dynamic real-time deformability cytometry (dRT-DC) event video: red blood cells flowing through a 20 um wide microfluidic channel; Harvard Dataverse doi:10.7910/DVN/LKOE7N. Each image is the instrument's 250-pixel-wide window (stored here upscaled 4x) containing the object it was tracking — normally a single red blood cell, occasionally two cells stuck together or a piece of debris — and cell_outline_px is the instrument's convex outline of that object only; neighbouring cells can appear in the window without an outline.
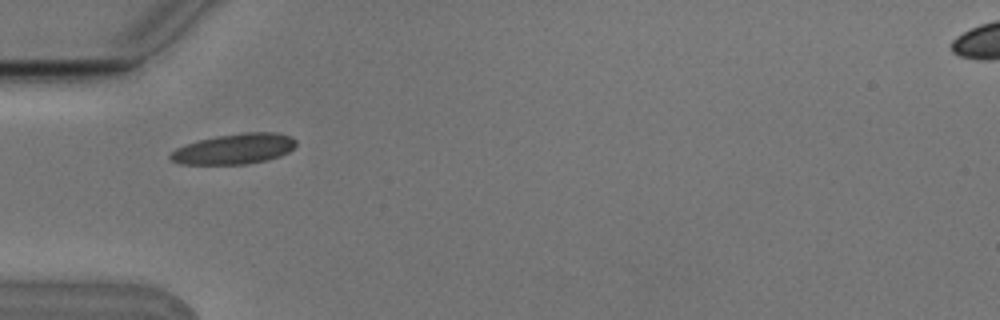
{"species": "Egyptian fruit bat (a non-hibernating species)", "species_latin": "Rousettus aegyptiacus", "temperature_condition": "cold", "stored_images_in_passage": 5, "camera_frame_rate_fps": 3000, "um_per_image_px": 0.085, "animal": {"sex": "male"}, "frame": {"image": 1, "passage_image": 1, "time_ms": 0.0, "image_size_px": [1000, 320], "cell_outline_px": [[296, 144], [288, 152], [280, 156], [268, 160], [244, 164], [180, 164], [172, 160], [168, 156], [176, 148], [184, 144], [216, 136], [244, 132], [276, 132], [292, 136], [296, 140]], "centroid_in_image_um": [19.93, 12.65], "position_along_channel_um": 65.1, "area_um2": 22.31}}
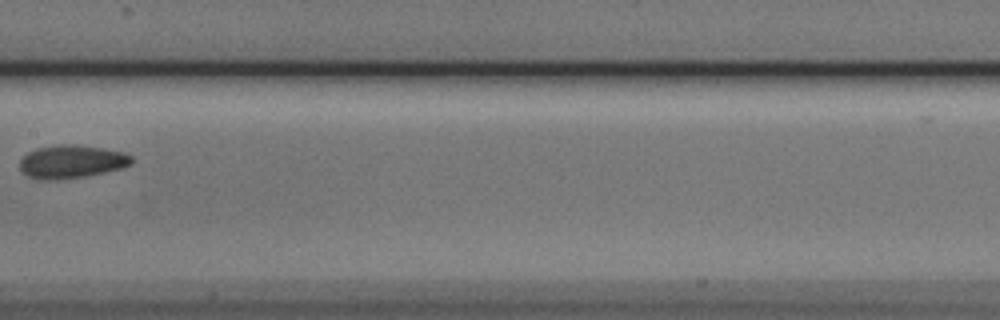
{"frame": {"image": 2, "passage_image": 4, "time_ms": 1.0, "image_size_px": [1000, 320], "cell_outline_px": [[132, 164], [124, 168], [84, 176], [56, 180], [36, 180], [28, 176], [20, 168], [20, 160], [28, 152], [36, 148], [56, 144], [72, 144], [100, 148], [124, 152], [132, 156]], "centroid_in_image_um": [6.08, 13.74], "position_along_channel_um": 201.3, "area_um2": 21.68}}
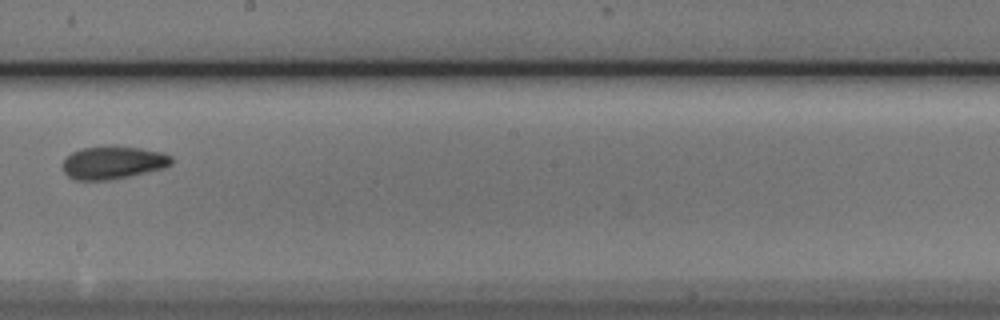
{"frame": {"image": 3, "passage_image": 5, "time_ms": 1.333, "image_size_px": [1000, 320], "cell_outline_px": [[172, 164], [164, 168], [128, 176], [108, 180], [76, 180], [68, 176], [64, 172], [64, 160], [72, 152], [80, 148], [108, 144], [116, 144], [164, 152], [172, 156]], "centroid_in_image_um": [9.63, 13.78], "position_along_channel_um": 238.6, "area_um2": 21.21}}